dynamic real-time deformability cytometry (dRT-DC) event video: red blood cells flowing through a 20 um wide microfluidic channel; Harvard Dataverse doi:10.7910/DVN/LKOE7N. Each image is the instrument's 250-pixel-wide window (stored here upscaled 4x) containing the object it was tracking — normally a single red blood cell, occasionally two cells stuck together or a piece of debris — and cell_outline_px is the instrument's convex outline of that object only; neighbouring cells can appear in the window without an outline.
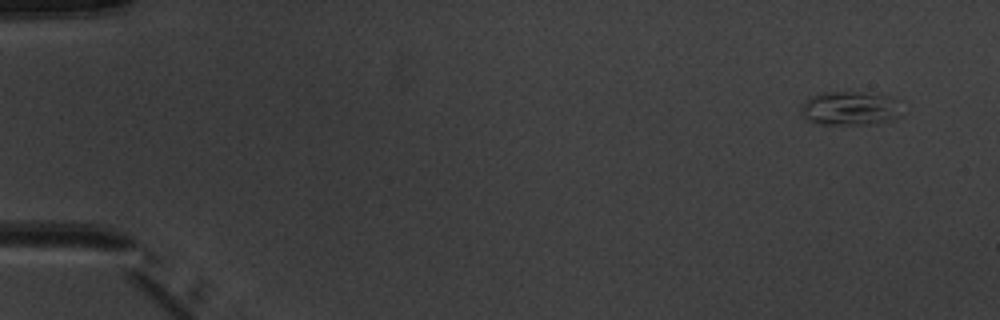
{"species": "common noctule bat (a hibernating species)", "species_latin": "Nyctalus noctula", "temperature_condition": "warm", "stored_images_in_passage": 4, "camera_frame_rate_fps": 3000, "um_per_image_px": 0.085, "animal": {"sex": "male", "body_mass_g": 20.1, "forearm_length_mm": 53.5}, "frame": {"image": 1, "passage_image": 1, "time_ms": 0.0, "image_size_px": [1000, 320], "cell_outline_px": [[900, 116], [888, 120], [864, 124], [820, 124], [804, 120], [800, 108], [804, 100], [812, 96], [824, 92], [864, 92], [892, 96]], "centroid_in_image_um": [72.15, 9.2], "position_along_channel_um": 12.9, "area_um2": 19.65}}
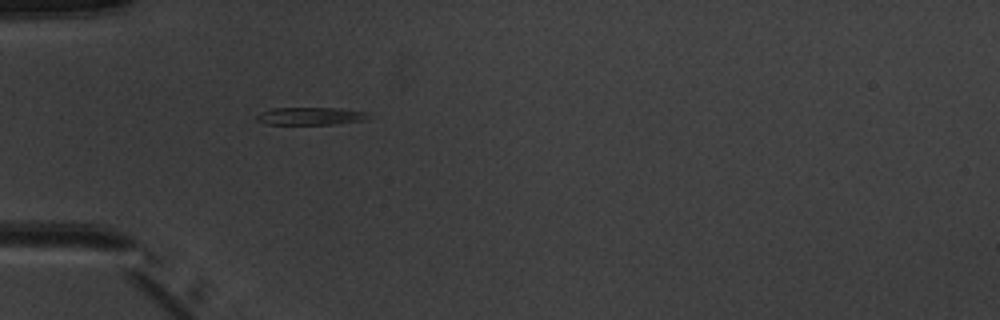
{"frame": {"image": 2, "passage_image": 4, "time_ms": 4.333, "image_size_px": [1000, 320], "cell_outline_px": [[372, 112], [368, 120], [336, 124], [268, 124], [256, 120], [256, 116], [272, 108], [340, 108]], "centroid_in_image_um": [26.53, 9.86], "position_along_channel_um": 58.5, "area_um2": 11.62}}